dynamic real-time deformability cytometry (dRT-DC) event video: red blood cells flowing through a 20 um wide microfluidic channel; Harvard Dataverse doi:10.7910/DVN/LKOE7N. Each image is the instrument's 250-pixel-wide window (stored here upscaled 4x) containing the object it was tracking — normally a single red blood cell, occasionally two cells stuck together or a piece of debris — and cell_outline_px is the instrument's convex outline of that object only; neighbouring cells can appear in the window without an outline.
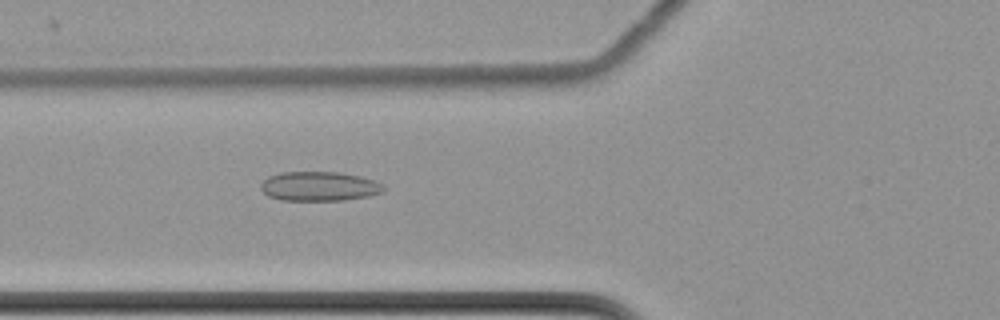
{"species": "common noctule bat (a hibernating species)", "species_latin": "Nyctalus noctula", "temperature_condition": "cold", "stored_images_in_passage": 61, "camera_frame_rate_fps": 3000, "um_per_image_px": 0.085, "animal": {"sex": "female", "body_mass_g": 22.7, "forearm_length_mm": 54.2}, "frame": {"image": 1, "passage_image": 25, "time_ms": 8.0, "image_size_px": [1000, 320], "cell_outline_px": [[384, 188], [380, 192], [368, 196], [344, 200], [280, 200], [268, 196], [260, 188], [260, 184], [268, 176], [280, 172], [340, 172], [360, 176], [376, 180], [384, 184]], "centroid_in_image_um": [27.12, 15.83], "position_along_channel_um": 98.7, "area_um2": 21.1}}
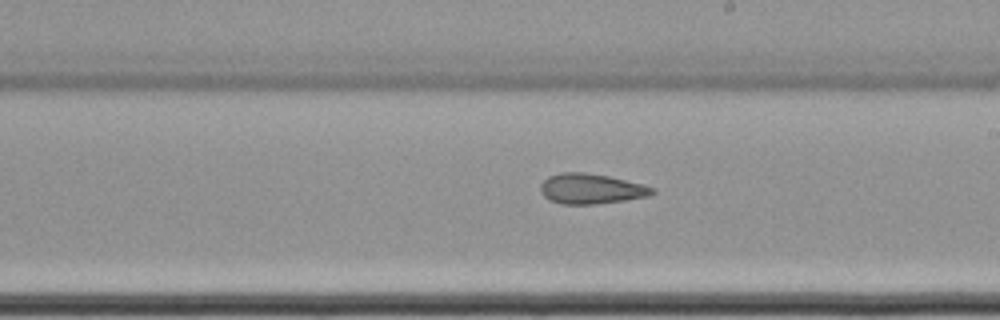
{"frame": {"image": 2, "passage_image": 37, "time_ms": 12.0, "image_size_px": [1000, 320], "cell_outline_px": [[656, 192], [648, 196], [624, 200], [596, 204], [560, 204], [548, 200], [540, 192], [540, 184], [548, 176], [560, 172], [584, 172], [608, 176], [644, 184], [656, 188]], "centroid_in_image_um": [50.23, 16.04], "position_along_channel_um": 238.8, "area_um2": 19.88}}
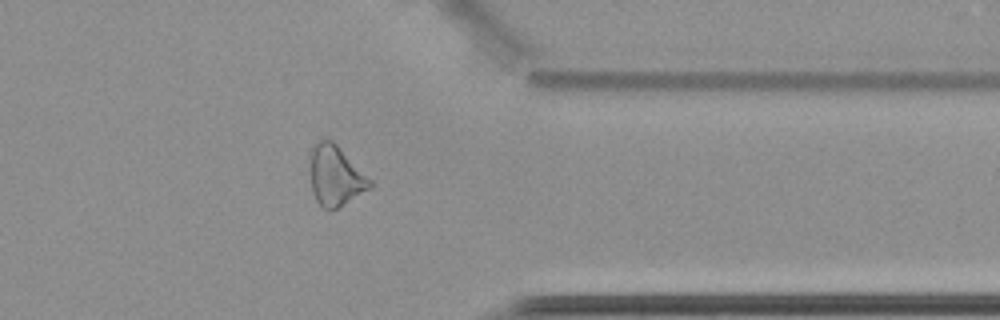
{"frame": {"image": 3, "passage_image": 50, "time_ms": 16.333, "image_size_px": [1000, 320], "cell_outline_px": [[372, 188], [336, 208], [324, 208], [316, 200], [312, 192], [308, 160], [308, 156], [312, 144], [320, 140], [332, 140], [372, 180]], "centroid_in_image_um": [28.47, 14.9], "position_along_channel_um": 382.9, "area_um2": 21.15}, "authors_computed_cell_mechanics": {"area_um2": 22.9466, "velocity_mm_per_s": 3.4917, "shape_relaxation_time_tau1_ms": null, "shape_relaxation_time_tau2_ms": 5.4736, "deformation_change_tau1": null, "deformation_change_tau2": 0.1308}}